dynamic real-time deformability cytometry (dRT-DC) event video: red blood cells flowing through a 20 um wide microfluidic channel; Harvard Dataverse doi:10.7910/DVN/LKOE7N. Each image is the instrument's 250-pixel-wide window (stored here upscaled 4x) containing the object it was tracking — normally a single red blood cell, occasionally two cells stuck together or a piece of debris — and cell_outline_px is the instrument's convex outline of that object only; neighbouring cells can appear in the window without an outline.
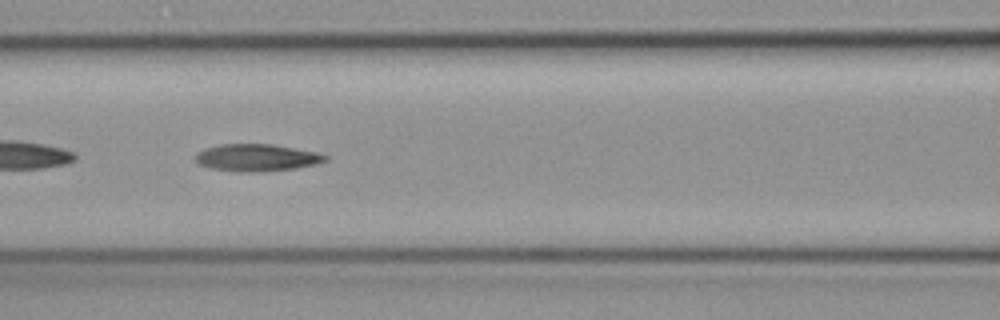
{"species": "common noctule bat (a hibernating species)", "species_latin": "Nyctalus noctula", "temperature_condition": "cold", "stored_images_in_passage": 46, "camera_frame_rate_fps": 3000, "um_per_image_px": 0.085, "animal": {"sex": "female", "body_mass_g": 19.3, "forearm_length_mm": 54.1}, "frame": {"image": 1, "passage_image": 14, "time_ms": 4.333, "image_size_px": [1000, 320], "cell_outline_px": [[328, 160], [316, 164], [296, 168], [260, 172], [240, 172], [208, 168], [196, 164], [196, 152], [204, 148], [220, 144], [272, 144], [316, 152], [328, 156]], "centroid_in_image_um": [21.78, 13.4], "position_along_channel_um": 144.8, "area_um2": 20.75}, "authors_computed_cell_mechanics": {"area_um2": 20.1144, "velocity_mm_per_s": 3.6079, "shape_relaxation_time_tau1_ms": 5.8329, "shape_relaxation_time_tau2_ms": null, "deformation_change_tau1": 0.182, "deformation_change_tau2": null}}